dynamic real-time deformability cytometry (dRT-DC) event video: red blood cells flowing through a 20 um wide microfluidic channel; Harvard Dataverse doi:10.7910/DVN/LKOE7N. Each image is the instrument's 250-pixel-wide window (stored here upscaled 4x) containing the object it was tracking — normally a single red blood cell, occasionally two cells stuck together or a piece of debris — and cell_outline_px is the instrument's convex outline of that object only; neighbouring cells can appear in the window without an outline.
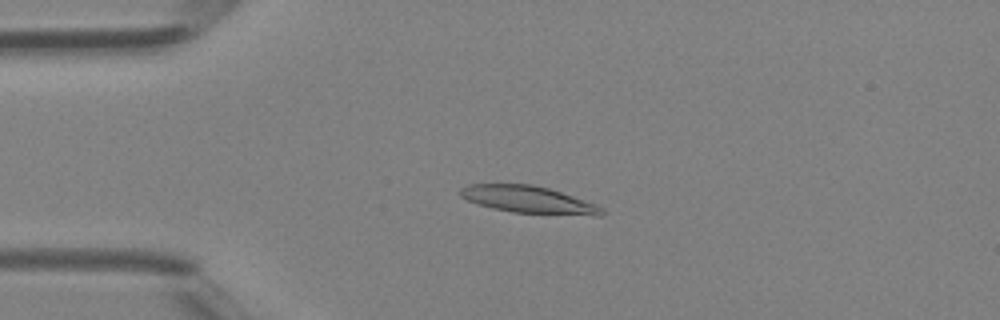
{"species": "Egyptian fruit bat (a non-hibernating species)", "species_latin": "Rousettus aegyptiacus", "temperature_condition": "room temperature", "stored_images_in_passage": 35, "camera_frame_rate_fps": 3000, "um_per_image_px": 0.085, "animal": {"sex": "female"}, "frame": {"image": 1, "passage_image": 3, "time_ms": 0.667, "image_size_px": [1000, 320], "cell_outline_px": [[604, 212], [600, 216], [596, 216], [512, 212], [492, 208], [476, 204], [460, 196], [456, 192], [460, 188], [468, 184], [532, 184], [548, 188], [596, 204]], "centroid_in_image_um": [44.85, 16.96], "position_along_channel_um": 40.1, "area_um2": 22.37}}
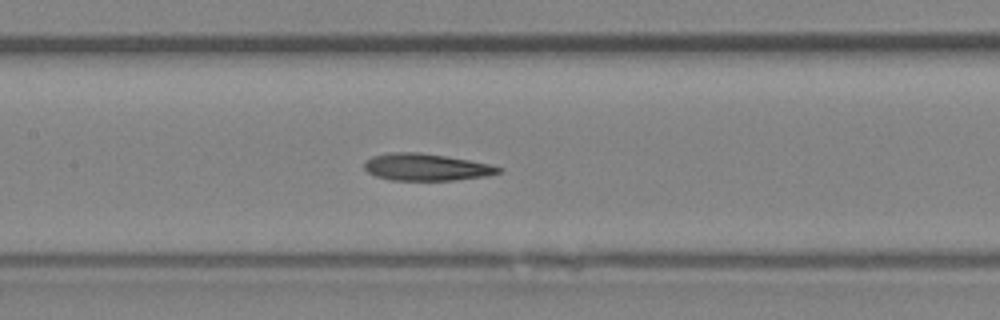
{"frame": {"image": 2, "passage_image": 13, "time_ms": 4.0, "image_size_px": [1000, 320], "cell_outline_px": [[504, 168], [500, 172], [484, 176], [452, 180], [392, 180], [376, 176], [368, 172], [364, 168], [364, 160], [372, 156], [388, 152], [420, 152], [468, 160], [488, 164]], "centroid_in_image_um": [36.16, 14.2], "position_along_channel_um": 171.2, "area_um2": 20.98}}
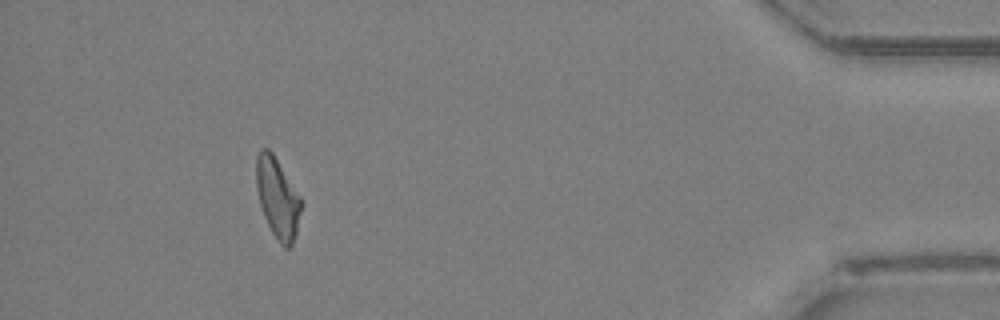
{"frame": {"image": 3, "passage_image": 32, "time_ms": 10.333, "image_size_px": [1000, 320], "cell_outline_px": [[304, 204], [292, 248], [284, 248], [280, 244], [272, 232], [264, 216], [260, 204], [256, 184], [256, 156], [260, 148], [268, 148], [272, 152], [300, 196]], "centroid_in_image_um": [23.61, 16.85], "position_along_channel_um": 411.6, "area_um2": 21.15}}